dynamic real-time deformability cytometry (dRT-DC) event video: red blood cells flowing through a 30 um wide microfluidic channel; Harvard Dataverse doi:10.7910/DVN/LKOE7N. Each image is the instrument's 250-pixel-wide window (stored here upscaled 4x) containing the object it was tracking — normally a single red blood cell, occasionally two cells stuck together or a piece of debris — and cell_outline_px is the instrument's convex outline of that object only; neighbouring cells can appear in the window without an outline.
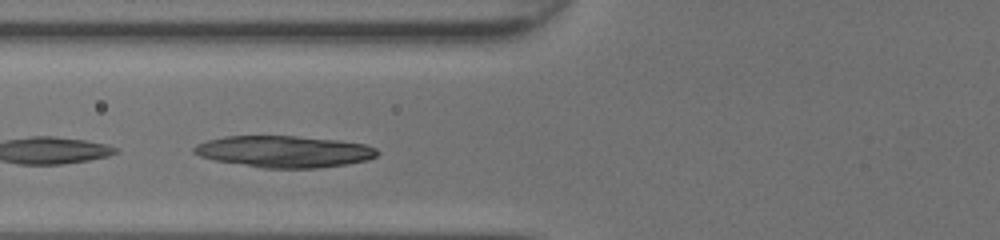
{"species": "common noctule bat (a hibernating species)", "species_latin": "Nyctalus noctula", "temperature_condition": "room temperature", "stored_images_in_passage": 11, "camera_frame_rate_fps": 3000, "um_per_image_px": 0.085, "animal": {"sex": "female", "body_mass_g": 20.0, "forearm_length_mm": 54.0}, "frame": {"image": 1, "passage_image": 5, "time_ms": 1.333, "image_size_px": [1000, 240], "cell_outline_px": [[380, 152], [376, 156], [368, 160], [344, 164], [316, 168], [264, 168], [216, 160], [200, 156], [192, 152], [192, 148], [196, 144], [208, 140], [224, 136], [296, 136], [340, 140], [364, 144], [376, 148]], "centroid_in_image_um": [24.16, 12.87], "position_along_channel_um": 101.6, "area_um2": 33.7}}
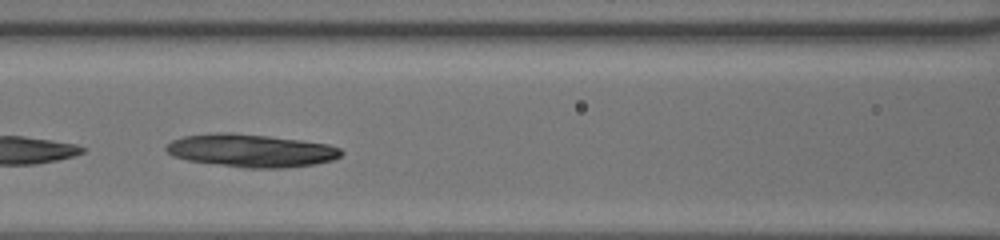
{"frame": {"image": 2, "passage_image": 8, "time_ms": 2.333, "image_size_px": [1000, 240], "cell_outline_px": [[344, 152], [340, 156], [332, 160], [316, 164], [284, 168], [244, 168], [188, 160], [172, 156], [164, 148], [172, 140], [184, 136], [216, 132], [232, 132], [268, 136], [300, 140], [328, 144], [340, 148]], "centroid_in_image_um": [21.34, 12.8], "position_along_channel_um": 145.3, "area_um2": 33.64}}